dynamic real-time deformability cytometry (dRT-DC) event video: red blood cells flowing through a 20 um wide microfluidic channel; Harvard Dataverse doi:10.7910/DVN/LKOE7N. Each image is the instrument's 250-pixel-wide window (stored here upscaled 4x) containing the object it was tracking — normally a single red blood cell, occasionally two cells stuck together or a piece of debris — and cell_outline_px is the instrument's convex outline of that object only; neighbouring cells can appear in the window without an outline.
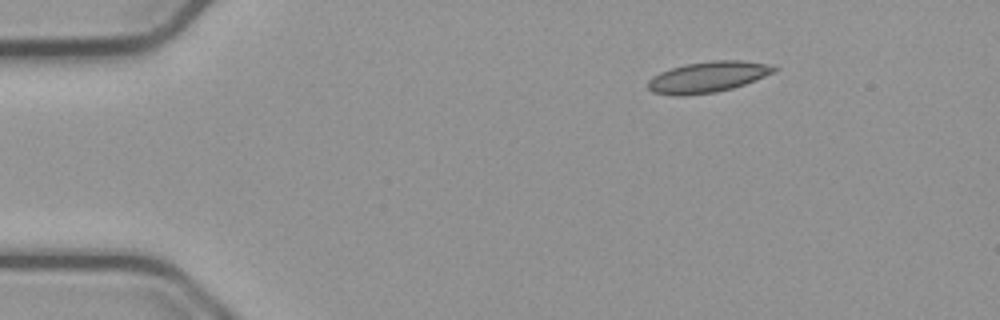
{"species": "common noctule bat (a hibernating species)", "species_latin": "Nyctalus noctula", "temperature_condition": "cold", "stored_images_in_passage": 47, "camera_frame_rate_fps": 3000, "um_per_image_px": 0.085, "animal": {"sex": "male", "body_mass_g": 23.1, "forearm_length_mm": 52.7}, "frame": {"image": 1, "passage_image": 1, "time_ms": 0.0, "image_size_px": [1000, 320], "cell_outline_px": [[780, 68], [776, 72], [744, 84], [732, 88], [716, 92], [680, 96], [672, 96], [652, 92], [648, 88], [648, 80], [652, 76], [660, 72], [684, 64], [712, 60], [744, 60], [768, 64]], "centroid_in_image_um": [60.17, 6.54], "position_along_channel_um": 24.8, "area_um2": 22.89}}
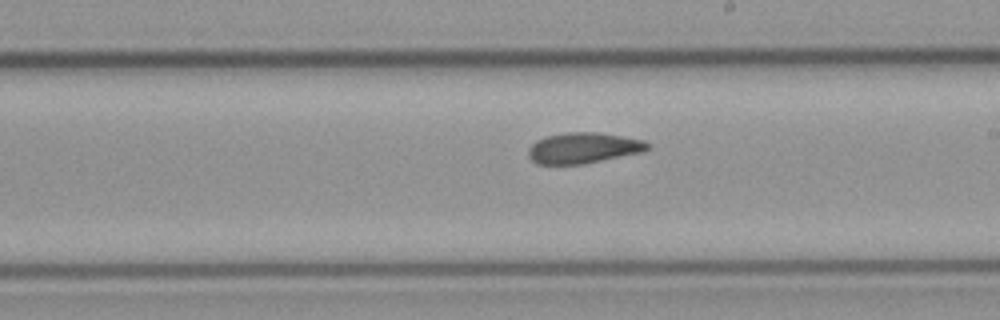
{"frame": {"image": 2, "passage_image": 24, "time_ms": 7.667, "image_size_px": [1000, 320], "cell_outline_px": [[652, 148], [644, 152], [584, 164], [536, 164], [528, 156], [528, 148], [536, 140], [544, 136], [568, 132], [596, 132], [644, 140], [652, 144]], "centroid_in_image_um": [49.61, 12.58], "position_along_channel_um": 239.4, "area_um2": 21.68}}
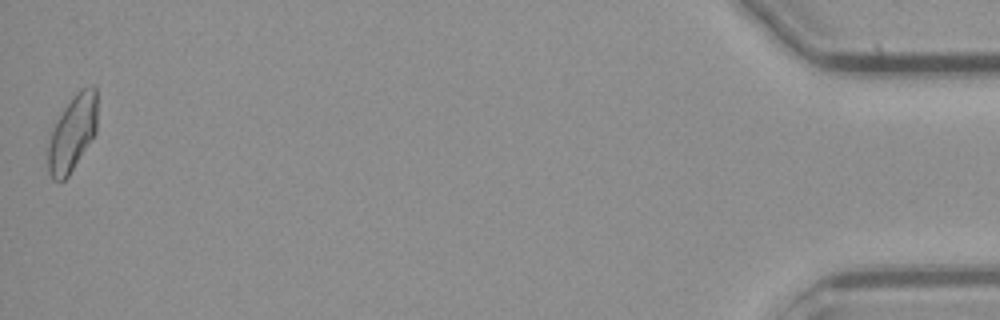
{"frame": {"image": 3, "passage_image": 47, "time_ms": 15.333, "image_size_px": [1000, 320], "cell_outline_px": [[96, 132], [68, 176], [64, 180], [52, 180], [48, 172], [48, 144], [56, 120], [72, 96], [80, 88], [92, 84], [96, 84]], "centroid_in_image_um": [6.15, 11.28], "position_along_channel_um": 429.0, "area_um2": 21.68}, "authors_computed_cell_mechanics": {"area_um2": 21.5016, "velocity_mm_per_s": 3.7602, "shape_relaxation_time_tau1_ms": null, "shape_relaxation_time_tau2_ms": 3.5155, "deformation_change_tau1": null, "deformation_change_tau2": 0.1065}}